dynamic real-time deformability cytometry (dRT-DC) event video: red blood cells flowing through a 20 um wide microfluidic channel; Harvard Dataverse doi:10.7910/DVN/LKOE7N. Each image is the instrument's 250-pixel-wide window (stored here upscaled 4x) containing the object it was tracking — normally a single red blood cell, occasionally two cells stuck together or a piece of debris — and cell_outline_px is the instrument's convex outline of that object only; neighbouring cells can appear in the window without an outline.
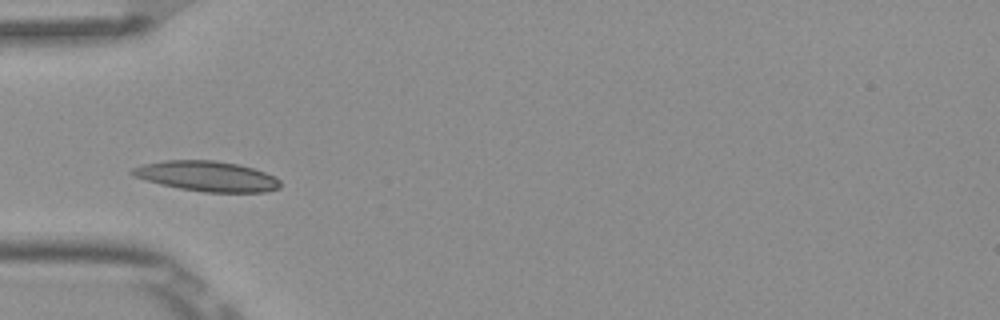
{"species": "Egyptian fruit bat (a non-hibernating species)", "species_latin": "Rousettus aegyptiacus", "temperature_condition": "room temperature", "stored_images_in_passage": 5, "camera_frame_rate_fps": 3000, "um_per_image_px": 0.085, "frame": {"image": 1, "passage_image": 3, "time_ms": 0.667, "image_size_px": [1000, 320], "cell_outline_px": [[280, 188], [264, 192], [204, 192], [180, 188], [160, 184], [136, 176], [128, 172], [132, 168], [144, 164], [164, 160], [216, 160], [240, 164], [276, 176], [280, 180]], "centroid_in_image_um": [17.63, 14.97], "position_along_channel_um": 67.4, "area_um2": 26.01}}
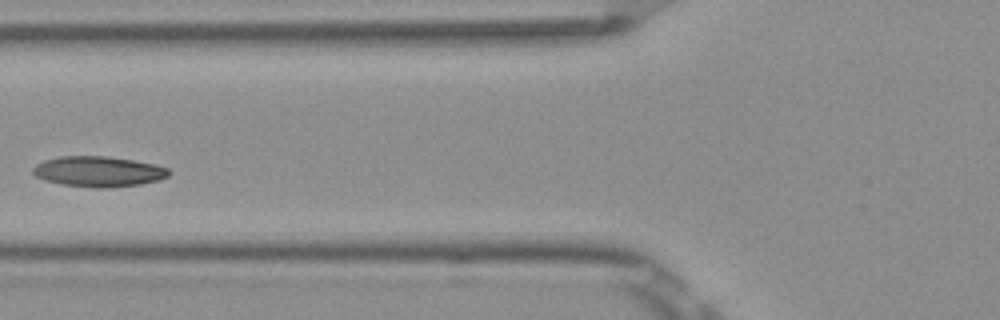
{"frame": {"image": 2, "passage_image": 4, "time_ms": 1.0, "image_size_px": [1000, 320], "cell_outline_px": [[172, 172], [168, 176], [160, 180], [140, 184], [104, 188], [96, 188], [64, 184], [44, 180], [36, 176], [32, 172], [32, 168], [36, 164], [44, 160], [60, 156], [108, 156], [156, 164], [168, 168]], "centroid_in_image_um": [8.39, 14.57], "position_along_channel_um": 117.4, "area_um2": 24.16}}
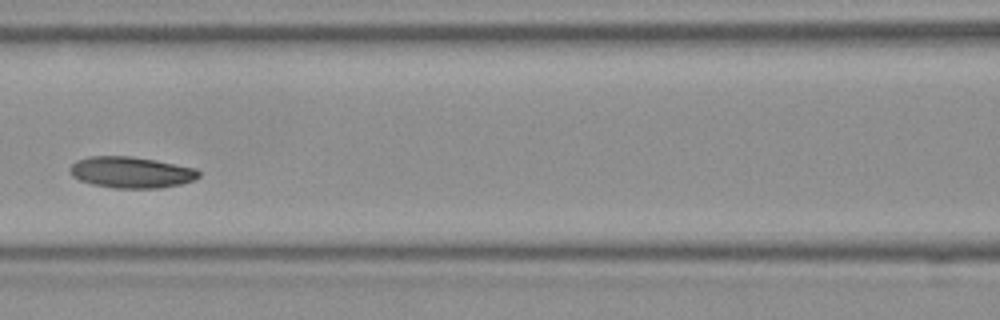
{"frame": {"image": 3, "passage_image": 5, "time_ms": 1.333, "image_size_px": [1000, 320], "cell_outline_px": [[200, 176], [192, 180], [180, 184], [160, 188], [112, 188], [92, 184], [80, 180], [72, 176], [68, 172], [68, 168], [76, 160], [88, 156], [132, 156], [156, 160], [196, 168], [200, 172]], "centroid_in_image_um": [11.11, 14.64], "position_along_channel_um": 155.5, "area_um2": 23.64}}